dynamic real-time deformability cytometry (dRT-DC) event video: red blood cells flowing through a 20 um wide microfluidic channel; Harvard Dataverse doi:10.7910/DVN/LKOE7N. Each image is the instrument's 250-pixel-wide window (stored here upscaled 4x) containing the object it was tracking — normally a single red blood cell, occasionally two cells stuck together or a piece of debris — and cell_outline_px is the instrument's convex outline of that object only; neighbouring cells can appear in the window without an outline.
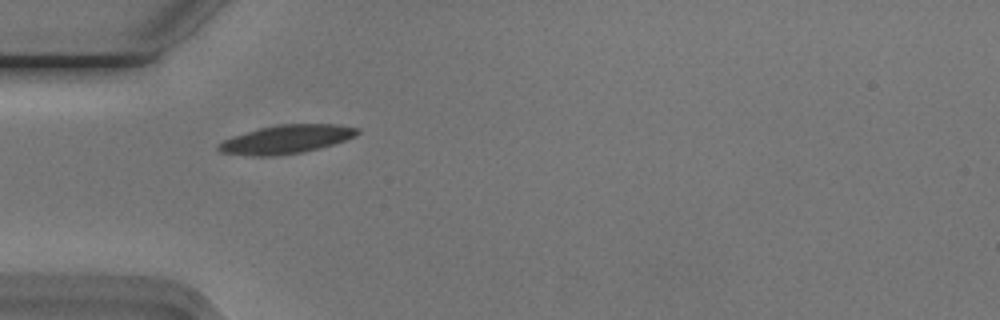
{"species": "Egyptian fruit bat (a non-hibernating species)", "species_latin": "Rousettus aegyptiacus", "temperature_condition": "cold", "stored_images_in_passage": 11, "camera_frame_rate_fps": 3000, "um_per_image_px": 0.085, "animal": {"sex": "male"}, "frame": {"image": 1, "passage_image": 1, "time_ms": 0.0, "image_size_px": [1000, 320], "cell_outline_px": [[360, 132], [356, 136], [332, 144], [300, 152], [260, 156], [256, 156], [220, 152], [216, 148], [216, 144], [232, 136], [260, 128], [280, 124], [340, 124], [360, 128]], "centroid_in_image_um": [24.34, 11.81], "position_along_channel_um": 60.7, "area_um2": 22.72}}
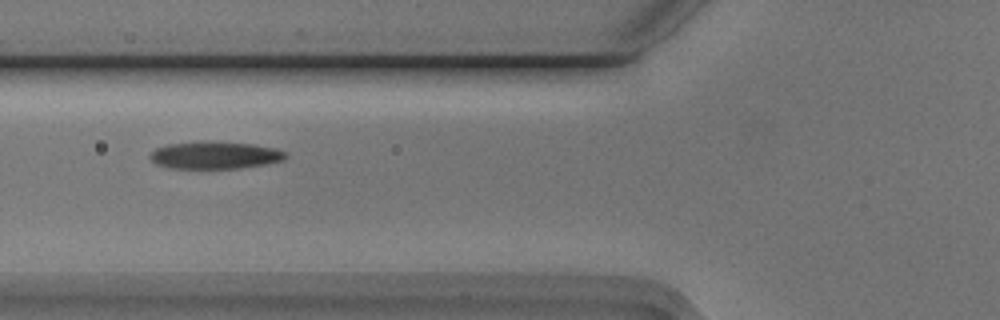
{"frame": {"image": 2, "passage_image": 5, "time_ms": 1.333, "image_size_px": [1000, 320], "cell_outline_px": [[288, 156], [284, 160], [264, 164], [240, 168], [172, 168], [156, 164], [148, 156], [156, 148], [168, 144], [208, 140], [252, 144], [276, 148], [284, 152]], "centroid_in_image_um": [18.27, 13.18], "position_along_channel_um": 107.5, "area_um2": 21.68}}
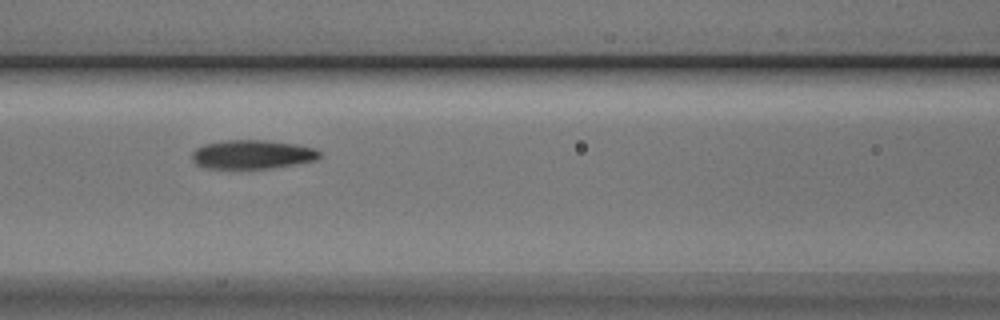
{"frame": {"image": 3, "passage_image": 8, "time_ms": 2.333, "image_size_px": [1000, 320], "cell_outline_px": [[320, 156], [316, 160], [272, 168], [204, 168], [196, 164], [192, 160], [192, 152], [196, 148], [204, 144], [224, 140], [264, 140], [296, 144], [316, 148], [320, 152]], "centroid_in_image_um": [21.43, 13.12], "position_along_channel_um": 145.2, "area_um2": 21.5}}